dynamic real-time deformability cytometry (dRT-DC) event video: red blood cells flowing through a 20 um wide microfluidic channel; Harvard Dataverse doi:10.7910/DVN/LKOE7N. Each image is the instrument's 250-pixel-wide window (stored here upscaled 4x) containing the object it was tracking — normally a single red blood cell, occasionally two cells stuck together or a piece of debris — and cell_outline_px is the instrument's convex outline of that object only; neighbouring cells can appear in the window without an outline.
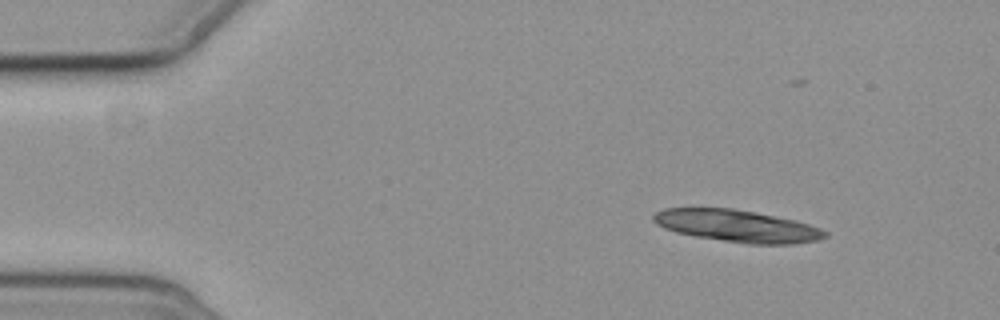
{"species": "common noctule bat (a hibernating species)", "species_latin": "Nyctalus noctula", "temperature_condition": "cold", "stored_images_in_passage": 4, "segment_of_instrument_passage": [1, 2], "camera_frame_rate_fps": 3000, "um_per_image_px": 0.085, "animal": {"sex": "female", "body_mass_g": 19.3, "forearm_length_mm": 54.1}, "frame": {"image": 1, "passage_image": 1, "time_ms": 0.0, "image_size_px": [1000, 320], "cell_outline_px": [[828, 236], [816, 240], [792, 244], [748, 244], [696, 236], [676, 232], [664, 228], [656, 224], [652, 220], [652, 216], [656, 212], [664, 208], [732, 208], [796, 220], [820, 228], [828, 232]], "centroid_in_image_um": [62.65, 19.2], "position_along_channel_um": 22.4, "area_um2": 31.96}}